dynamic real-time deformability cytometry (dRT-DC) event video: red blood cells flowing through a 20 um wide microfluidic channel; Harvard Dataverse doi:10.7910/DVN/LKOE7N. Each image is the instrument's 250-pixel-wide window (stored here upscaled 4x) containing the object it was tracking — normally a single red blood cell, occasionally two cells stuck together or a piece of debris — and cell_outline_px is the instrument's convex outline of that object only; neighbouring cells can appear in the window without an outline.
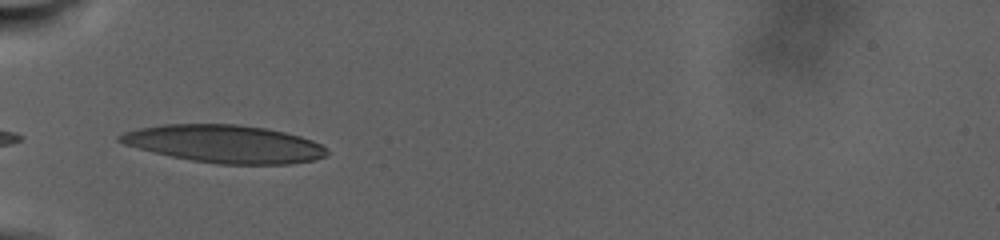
{"species": "human", "species_latin": "Homo sapiens", "temperature_condition": "warm", "stored_images_in_passage": 3, "camera_frame_rate_fps": 3000, "um_per_image_px": 0.085, "donor": {"sex": "male"}, "frame": {"image": 1, "passage_image": 1, "time_ms": 0.0, "image_size_px": [1000, 240], "cell_outline_px": [[328, 152], [324, 156], [312, 160], [288, 164], [220, 164], [192, 160], [172, 156], [124, 144], [116, 140], [116, 136], [124, 132], [140, 128], [164, 124], [236, 124], [264, 128], [284, 132], [300, 136], [312, 140], [328, 148]], "centroid_in_image_um": [19.09, 12.22], "position_along_channel_um": 65.9, "area_um2": 45.14}}